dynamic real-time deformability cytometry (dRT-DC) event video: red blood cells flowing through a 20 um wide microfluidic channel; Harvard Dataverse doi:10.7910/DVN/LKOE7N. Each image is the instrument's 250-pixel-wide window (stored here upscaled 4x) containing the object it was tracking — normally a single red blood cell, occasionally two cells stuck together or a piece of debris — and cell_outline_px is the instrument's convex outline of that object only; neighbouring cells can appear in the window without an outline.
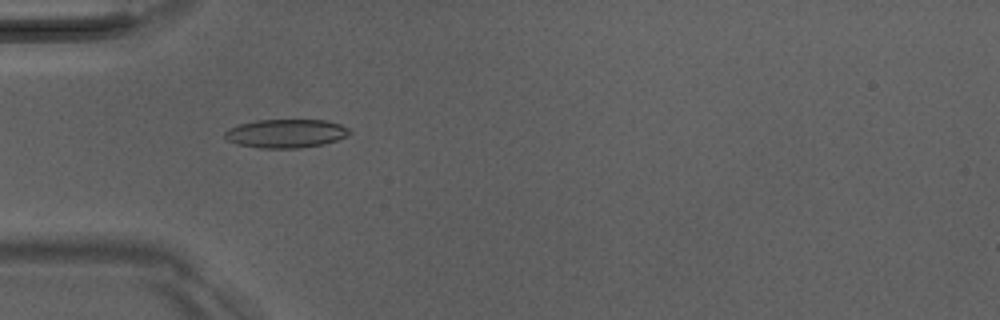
{"species": "Egyptian fruit bat (a non-hibernating species)", "species_latin": "Rousettus aegyptiacus", "temperature_condition": "room temperature", "stored_images_in_passage": 50, "camera_frame_rate_fps": 3000, "um_per_image_px": 0.085, "animal": {"sex": "male"}, "frame": {"image": 1, "passage_image": 15, "time_ms": 4.667, "image_size_px": [1000, 320], "cell_outline_px": [[352, 132], [336, 140], [324, 144], [300, 148], [260, 148], [236, 144], [228, 140], [224, 136], [224, 132], [228, 128], [240, 124], [256, 120], [324, 120], [340, 124], [348, 128]], "centroid_in_image_um": [24.27, 11.34], "position_along_channel_um": 60.7, "area_um2": 20.75}}
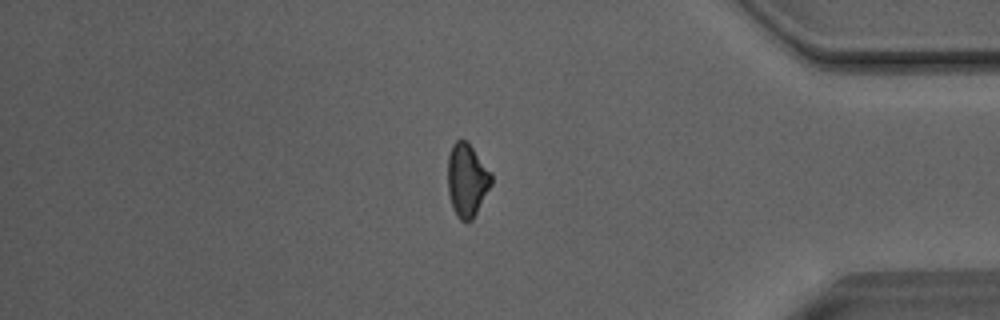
{"frame": {"image": 2, "passage_image": 42, "time_ms": 13.667, "image_size_px": [1000, 320], "cell_outline_px": [[492, 184], [472, 220], [460, 220], [456, 216], [452, 208], [448, 192], [448, 156], [452, 144], [456, 140], [464, 140], [472, 148], [492, 176]], "centroid_in_image_um": [39.66, 15.34], "position_along_channel_um": 395.5, "area_um2": 18.21}}
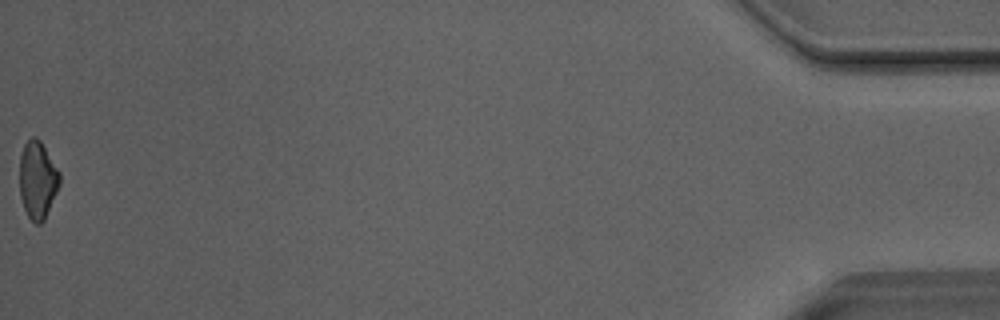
{"frame": {"image": 3, "passage_image": 50, "time_ms": 16.333, "image_size_px": [1000, 320], "cell_outline_px": [[60, 184], [44, 220], [40, 224], [36, 224], [28, 216], [24, 208], [20, 196], [20, 156], [24, 144], [32, 136], [36, 136], [40, 140], [60, 172]], "centroid_in_image_um": [3.19, 15.28], "position_along_channel_um": 432.0, "area_um2": 18.03}, "authors_computed_cell_mechanics": {"area_um2": 19.4786, "velocity_mm_per_s": 4.0766, "shape_relaxation_time_tau1_ms": 10.6273, "shape_relaxation_time_tau2_ms": 4.8218, "deformation_change_tau1": 0.1995, "deformation_change_tau2": 0.1224}}